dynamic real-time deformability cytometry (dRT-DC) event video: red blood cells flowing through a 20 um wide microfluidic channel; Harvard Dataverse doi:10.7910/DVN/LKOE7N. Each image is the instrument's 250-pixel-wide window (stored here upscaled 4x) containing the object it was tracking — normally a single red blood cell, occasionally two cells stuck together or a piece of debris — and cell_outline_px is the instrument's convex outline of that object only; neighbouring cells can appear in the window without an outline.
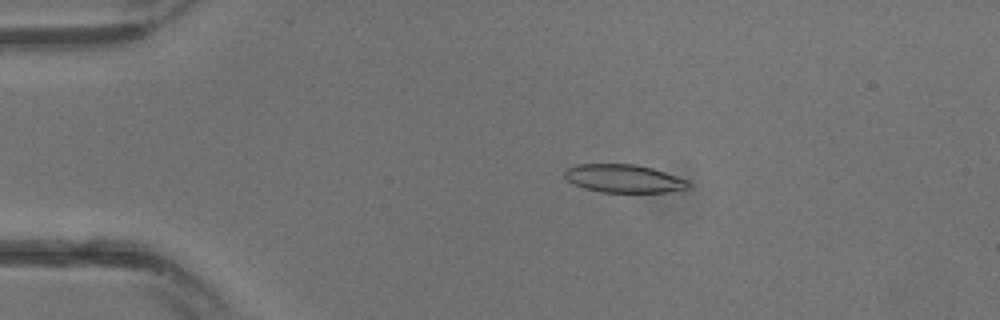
{"species": "common noctule bat (a hibernating species)", "species_latin": "Nyctalus noctula", "temperature_condition": "warm", "stored_images_in_passage": 13, "camera_frame_rate_fps": 3000, "um_per_image_px": 0.085, "animal": {"sex": "male", "body_mass_g": 13.3}, "frame": {"image": 1, "passage_image": 6, "time_ms": 1.667, "image_size_px": [1000, 320], "cell_outline_px": [[692, 184], [688, 188], [668, 192], [600, 192], [584, 188], [572, 184], [564, 176], [564, 172], [568, 168], [576, 164], [636, 164], [652, 168], [688, 180]], "centroid_in_image_um": [53.02, 15.18], "position_along_channel_um": 32.0, "area_um2": 20.35}}
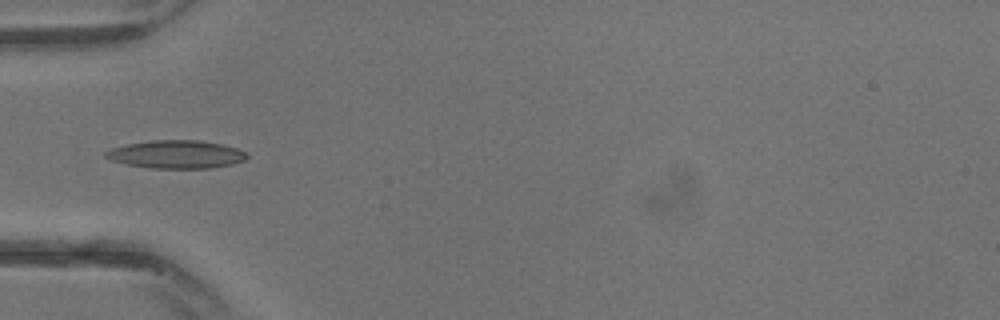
{"frame": {"image": 2, "passage_image": 10, "time_ms": 3.0, "image_size_px": [1000, 320], "cell_outline_px": [[248, 156], [244, 160], [232, 164], [212, 168], [148, 168], [128, 164], [112, 160], [104, 156], [104, 152], [112, 148], [128, 144], [152, 140], [200, 140], [224, 144], [248, 152]], "centroid_in_image_um": [15.02, 13.11], "position_along_channel_um": 70.0, "area_um2": 23.12}}
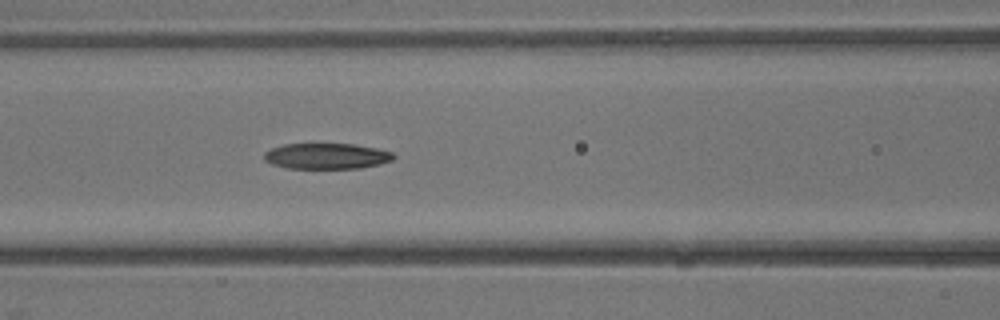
{"frame": {"image": 3, "passage_image": 13, "time_ms": 4.0, "image_size_px": [1000, 320], "cell_outline_px": [[396, 156], [392, 160], [380, 164], [360, 168], [288, 168], [272, 164], [264, 160], [264, 152], [272, 148], [284, 144], [352, 144], [376, 148], [392, 152]], "centroid_in_image_um": [27.76, 13.27], "position_along_channel_um": 138.8, "area_um2": 19.36}}